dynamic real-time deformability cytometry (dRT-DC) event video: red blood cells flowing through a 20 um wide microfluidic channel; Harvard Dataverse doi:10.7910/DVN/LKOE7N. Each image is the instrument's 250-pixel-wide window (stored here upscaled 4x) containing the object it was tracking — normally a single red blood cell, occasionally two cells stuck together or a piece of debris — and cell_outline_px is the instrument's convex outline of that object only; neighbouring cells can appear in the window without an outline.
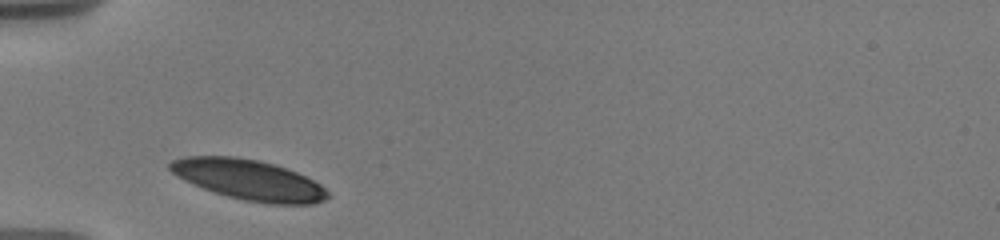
{"species": "human", "species_latin": "Homo sapiens", "temperature_condition": "warm", "stored_images_in_passage": 46, "camera_frame_rate_fps": 3000, "um_per_image_px": 0.085, "donor": {"sex": "male"}, "frame": {"image": 1, "passage_image": 1, "time_ms": 0.0, "image_size_px": [1000, 240], "cell_outline_px": [[332, 196], [324, 200], [312, 204], [268, 204], [244, 200], [228, 196], [204, 188], [184, 180], [176, 176], [168, 168], [168, 164], [172, 160], [184, 156], [232, 156], [260, 160], [296, 172], [320, 184]], "centroid_in_image_um": [21.14, 15.28], "position_along_channel_um": 63.9, "area_um2": 36.88}}
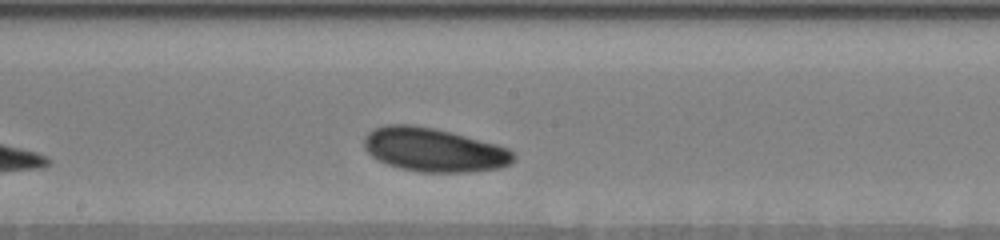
{"frame": {"image": 2, "passage_image": 19, "time_ms": 4.333, "image_size_px": [1000, 240], "cell_outline_px": [[516, 160], [500, 168], [468, 172], [420, 172], [400, 168], [388, 164], [372, 156], [364, 148], [364, 136], [368, 132], [384, 124], [412, 124], [436, 128], [452, 132], [496, 144], [508, 148], [516, 156]], "centroid_in_image_um": [36.88, 12.73], "position_along_channel_um": 211.3, "area_um2": 38.21}}
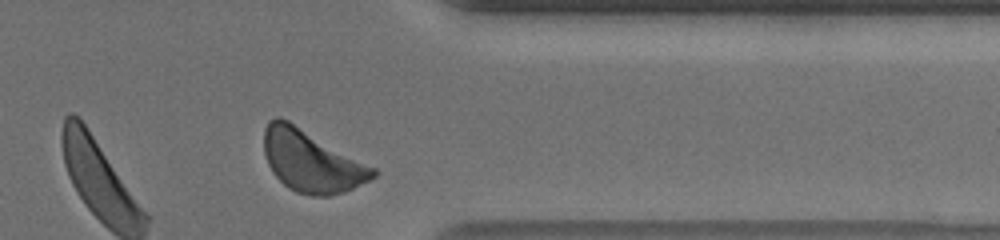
{"frame": {"image": 3, "passage_image": 42, "time_ms": 9.333, "image_size_px": [1000, 240], "cell_outline_px": [[376, 176], [344, 192], [328, 196], [312, 196], [296, 192], [284, 184], [272, 172], [268, 164], [264, 152], [264, 128], [268, 120], [276, 116], [280, 116], [288, 120], [376, 168]], "centroid_in_image_um": [26.44, 13.68], "position_along_channel_um": 385.0, "area_um2": 39.07}, "authors_computed_cell_mechanics": {"area_um2": 37.3388, "velocity_mm_per_s": 3.5544, "shape_relaxation_time_tau1_ms": 1.4098, "shape_relaxation_time_tau2_ms": null, "deformation_change_tau1": 0.077, "deformation_change_tau2": null}}